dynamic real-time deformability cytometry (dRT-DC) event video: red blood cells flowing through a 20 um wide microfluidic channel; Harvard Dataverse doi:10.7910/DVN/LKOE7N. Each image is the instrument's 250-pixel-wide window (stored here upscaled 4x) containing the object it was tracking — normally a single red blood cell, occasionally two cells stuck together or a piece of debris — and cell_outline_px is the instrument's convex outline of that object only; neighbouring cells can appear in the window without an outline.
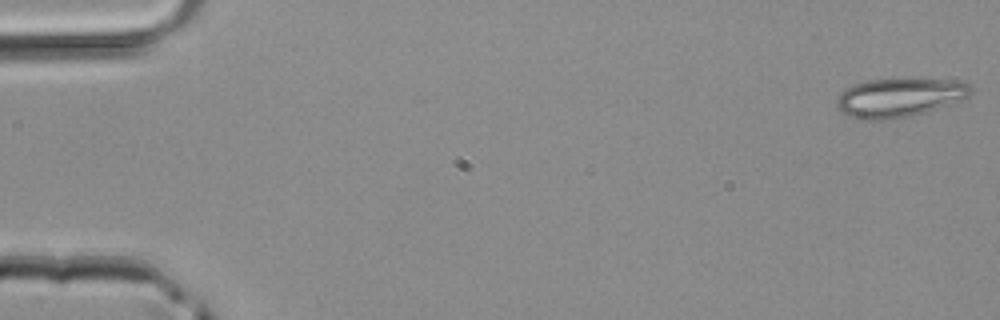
{"species": "common noctule bat (a hibernating species)", "species_latin": "Nyctalus noctula", "temperature_condition": "room temperature", "stored_images_in_passage": 4, "camera_frame_rate_fps": 3000, "um_per_image_px": 0.085, "animal": {"sex": "male", "body_mass_g": 20.4}, "frame": {"image": 1, "passage_image": 1, "time_ms": 0.0, "image_size_px": [1000, 320], "cell_outline_px": [[972, 92], [968, 96], [960, 100], [924, 112], [908, 116], [884, 120], [864, 120], [840, 112], [836, 104], [836, 100], [840, 92], [844, 88], [852, 84], [868, 80], [900, 76], [956, 80], [968, 84], [972, 88]], "centroid_in_image_um": [76.41, 8.23], "position_along_channel_um": 8.6, "area_um2": 31.15}}